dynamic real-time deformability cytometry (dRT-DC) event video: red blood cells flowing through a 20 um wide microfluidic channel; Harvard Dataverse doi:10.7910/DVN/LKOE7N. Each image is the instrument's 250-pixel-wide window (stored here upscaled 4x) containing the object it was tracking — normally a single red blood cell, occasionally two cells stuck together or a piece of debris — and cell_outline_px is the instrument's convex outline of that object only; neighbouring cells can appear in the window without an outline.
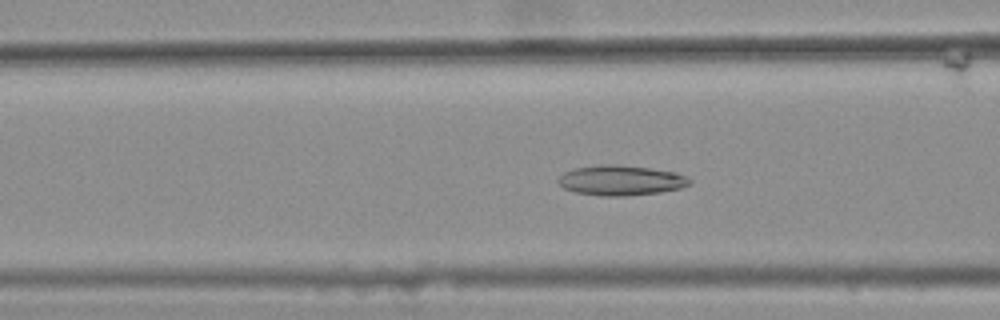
{"species": "common noctule bat (a hibernating species)", "species_latin": "Nyctalus noctula", "temperature_condition": "warm", "stored_images_in_passage": 43, "camera_frame_rate_fps": 3000, "um_per_image_px": 0.085, "animal": {"sex": "female", "body_mass_g": 25.1}, "frame": {"image": 1, "passage_image": 22, "time_ms": 7.0, "image_size_px": [1000, 320], "cell_outline_px": [[692, 184], [680, 188], [660, 192], [624, 196], [604, 196], [576, 192], [564, 188], [556, 180], [564, 172], [576, 168], [604, 164], [616, 164], [652, 168], [676, 172], [692, 180]], "centroid_in_image_um": [52.8, 15.32], "position_along_channel_um": 113.8, "area_um2": 23.0}}
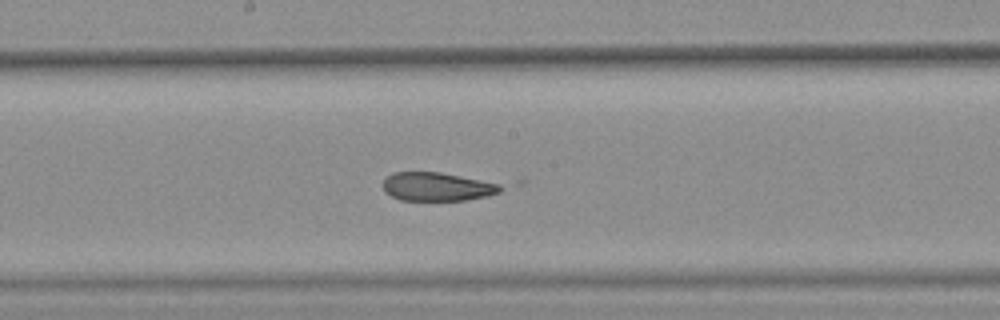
{"frame": {"image": 2, "passage_image": 30, "time_ms": 9.667, "image_size_px": [1000, 320], "cell_outline_px": [[528, 180], [524, 184], [488, 196], [464, 200], [400, 200], [384, 192], [380, 184], [392, 172], [440, 172]], "centroid_in_image_um": [37.79, 15.8], "position_along_channel_um": 210.4, "area_um2": 22.6}}
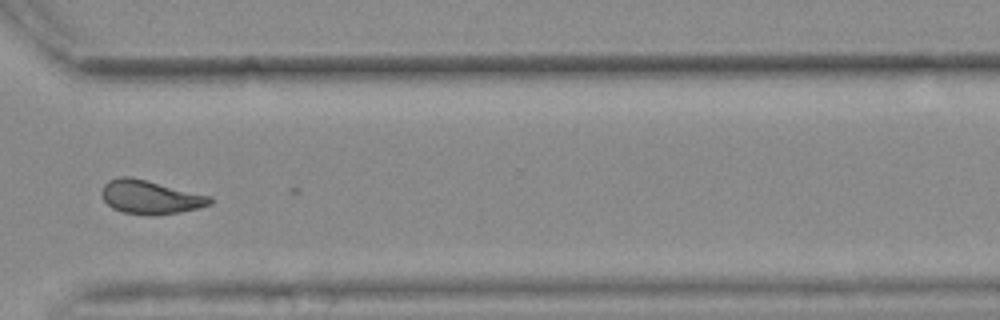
{"frame": {"image": 3, "passage_image": 42, "time_ms": 13.667, "image_size_px": [1000, 320], "cell_outline_px": [[212, 204], [200, 208], [180, 212], [152, 216], [148, 216], [124, 212], [112, 208], [104, 200], [100, 192], [104, 184], [108, 180], [120, 176], [128, 176], [212, 196]], "centroid_in_image_um": [12.78, 16.76], "position_along_channel_um": 357.8, "area_um2": 21.33}}